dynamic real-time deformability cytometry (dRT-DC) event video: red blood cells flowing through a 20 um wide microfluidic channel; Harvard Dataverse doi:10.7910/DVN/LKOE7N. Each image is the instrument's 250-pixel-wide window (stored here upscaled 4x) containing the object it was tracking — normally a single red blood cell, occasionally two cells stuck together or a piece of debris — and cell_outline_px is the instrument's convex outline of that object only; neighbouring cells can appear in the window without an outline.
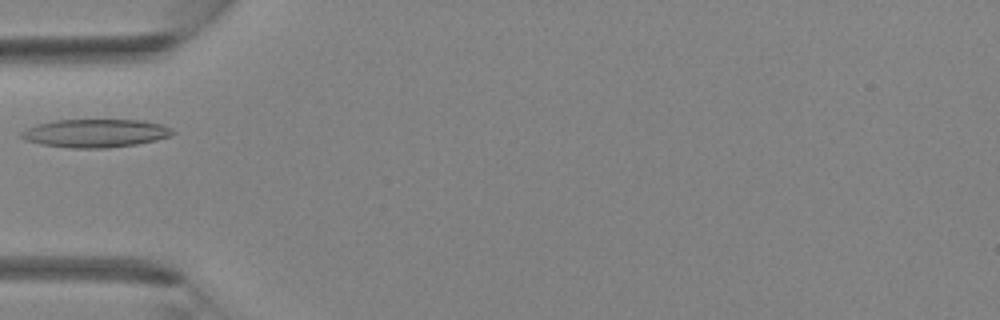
{"species": "Egyptian fruit bat (a non-hibernating species)", "species_latin": "Rousettus aegyptiacus", "temperature_condition": "room temperature", "stored_images_in_passage": 1, "camera_frame_rate_fps": 3000, "um_per_image_px": 0.085, "animal": {"sex": "female"}, "frame": {"image": 1, "passage_image": 1, "time_ms": 0.0, "image_size_px": [1000, 320], "cell_outline_px": [[176, 132], [168, 136], [156, 140], [136, 144], [108, 148], [72, 148], [40, 144], [24, 140], [20, 136], [20, 132], [36, 124], [56, 120], [144, 120], [160, 124]], "centroid_in_image_um": [8.07, 11.32], "position_along_channel_um": 76.9, "area_um2": 24.8}}